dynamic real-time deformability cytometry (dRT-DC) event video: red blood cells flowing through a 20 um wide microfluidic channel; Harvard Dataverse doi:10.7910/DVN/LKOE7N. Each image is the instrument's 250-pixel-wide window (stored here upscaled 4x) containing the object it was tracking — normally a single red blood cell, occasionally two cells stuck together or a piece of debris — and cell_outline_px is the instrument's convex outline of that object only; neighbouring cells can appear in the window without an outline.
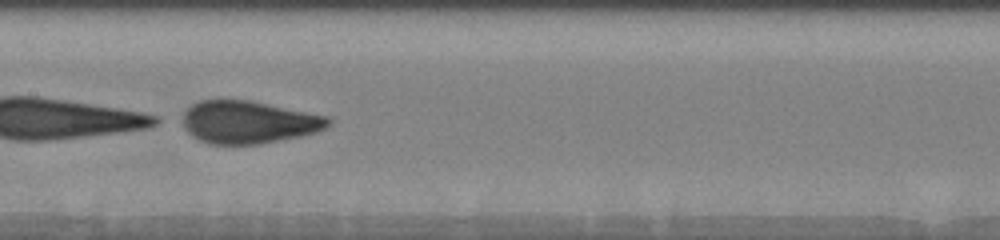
{"species": "human", "species_latin": "Homo sapiens", "temperature_condition": "warm", "stored_images_in_passage": 41, "camera_frame_rate_fps": 3000, "um_per_image_px": 0.085, "donor": {"sex": "male"}, "frame": {"image": 1, "passage_image": 15, "time_ms": 4.333, "image_size_px": [1000, 240], "cell_outline_px": [[332, 124], [316, 132], [300, 136], [260, 144], [208, 144], [192, 136], [184, 128], [184, 112], [192, 104], [200, 100], [248, 100], [328, 116], [332, 120]], "centroid_in_image_um": [21.14, 10.39], "position_along_channel_um": 186.3, "area_um2": 36.01}}
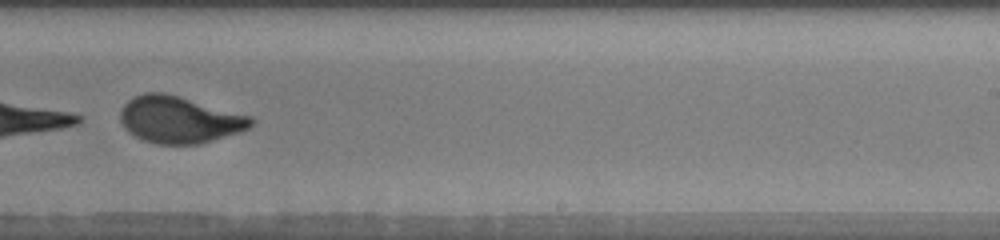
{"frame": {"image": 2, "passage_image": 23, "time_ms": 6.667, "image_size_px": [1000, 240], "cell_outline_px": [[256, 120], [248, 128], [240, 132], [200, 144], [156, 144], [144, 140], [128, 132], [124, 128], [120, 120], [120, 112], [124, 104], [132, 96], [144, 92], [164, 92], [180, 96], [252, 116]], "centroid_in_image_um": [15.24, 10.16], "position_along_channel_um": 273.8, "area_um2": 35.95}}
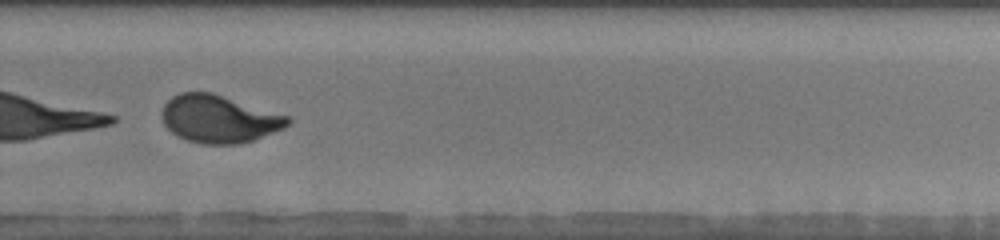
{"frame": {"image": 3, "passage_image": 27, "time_ms": 7.667, "image_size_px": [1000, 240], "cell_outline_px": [[292, 120], [284, 128], [252, 140], [236, 144], [200, 144], [188, 140], [172, 132], [164, 124], [160, 116], [160, 112], [164, 104], [172, 96], [180, 92], [212, 92], [288, 116]], "centroid_in_image_um": [18.57, 10.1], "position_along_channel_um": 311.2, "area_um2": 34.8}, "authors_computed_cell_mechanics": {"area_um2": 37.0498, "velocity_mm_per_s": 3.7508, "shape_relaxation_time_tau1_ms": 3.3714, "shape_relaxation_time_tau2_ms": null, "deformation_change_tau1": 0.4281, "deformation_change_tau2": null}}